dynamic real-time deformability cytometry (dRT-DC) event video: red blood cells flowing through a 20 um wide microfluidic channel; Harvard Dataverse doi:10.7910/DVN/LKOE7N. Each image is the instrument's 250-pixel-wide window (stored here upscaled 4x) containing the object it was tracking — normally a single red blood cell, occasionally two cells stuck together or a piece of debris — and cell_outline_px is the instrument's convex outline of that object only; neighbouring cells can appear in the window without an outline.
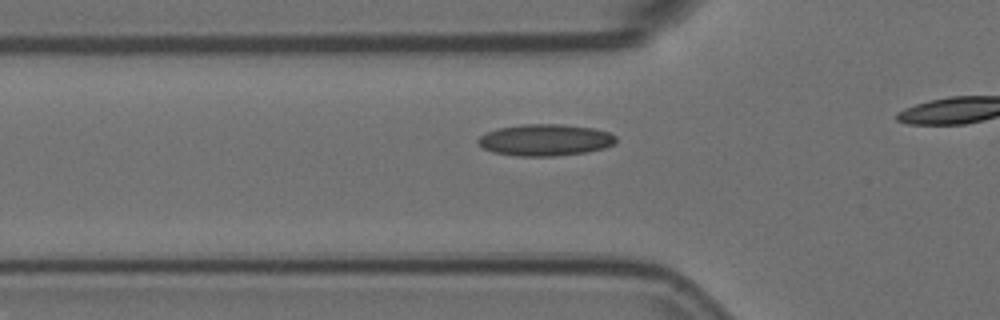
{"species": "Egyptian fruit bat (a non-hibernating species)", "species_latin": "Rousettus aegyptiacus", "temperature_condition": "room temperature", "stored_images_in_passage": 12, "camera_frame_rate_fps": 3000, "um_per_image_px": 0.085, "animal": {"sex": "female"}, "frame": {"image": 1, "passage_image": 6, "time_ms": 1.667, "image_size_px": [1000, 320], "cell_outline_px": [[616, 144], [604, 148], [584, 152], [556, 156], [516, 156], [492, 152], [484, 148], [476, 140], [480, 136], [488, 132], [500, 128], [524, 124], [560, 124], [592, 128], [608, 132], [616, 136]], "centroid_in_image_um": [46.36, 11.9], "position_along_channel_um": 79.4, "area_um2": 25.26}}
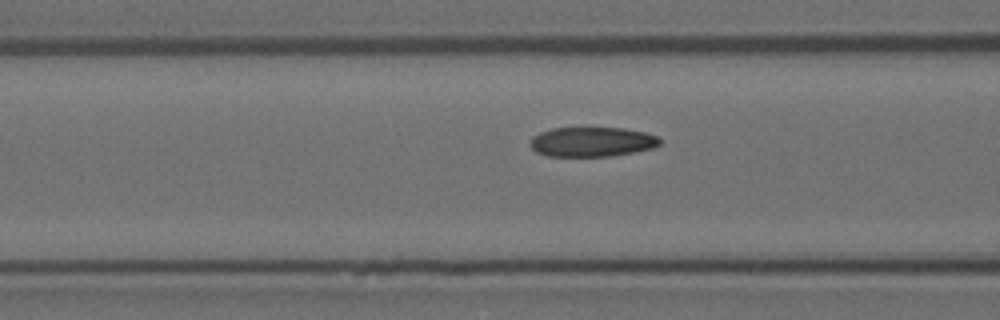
{"frame": {"image": 2, "passage_image": 9, "time_ms": 2.667, "image_size_px": [1000, 320], "cell_outline_px": [[660, 144], [652, 148], [612, 156], [548, 156], [536, 152], [528, 144], [532, 136], [540, 132], [552, 128], [624, 128], [644, 132], [656, 136], [660, 140]], "centroid_in_image_um": [50.27, 12.05], "position_along_channel_um": 116.3, "area_um2": 22.37}}